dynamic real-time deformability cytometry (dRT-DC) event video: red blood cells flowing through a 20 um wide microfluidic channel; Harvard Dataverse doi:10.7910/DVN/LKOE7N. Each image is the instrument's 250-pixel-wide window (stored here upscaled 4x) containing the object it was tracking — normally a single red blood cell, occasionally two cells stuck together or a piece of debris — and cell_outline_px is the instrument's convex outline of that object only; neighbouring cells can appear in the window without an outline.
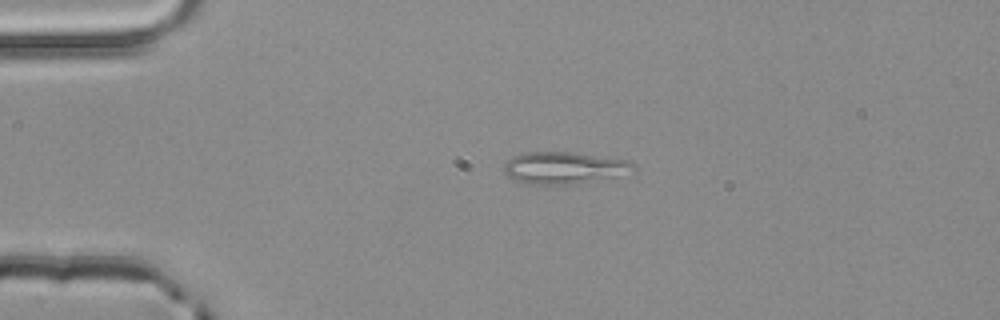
{"species": "common noctule bat (a hibernating species)", "species_latin": "Nyctalus noctula", "temperature_condition": "room temperature", "stored_images_in_passage": 4, "camera_frame_rate_fps": 3000, "um_per_image_px": 0.085, "animal": {"sex": "male", "body_mass_g": 20.4}, "frame": {"image": 1, "passage_image": 2, "time_ms": 0.333, "image_size_px": [1000, 320], "cell_outline_px": [[636, 168], [612, 176], [580, 184], [528, 184], [512, 180], [504, 172], [504, 164], [512, 156], [520, 152], [572, 152], [632, 160]], "centroid_in_image_um": [47.88, 14.25], "position_along_channel_um": 37.1, "area_um2": 24.16}}
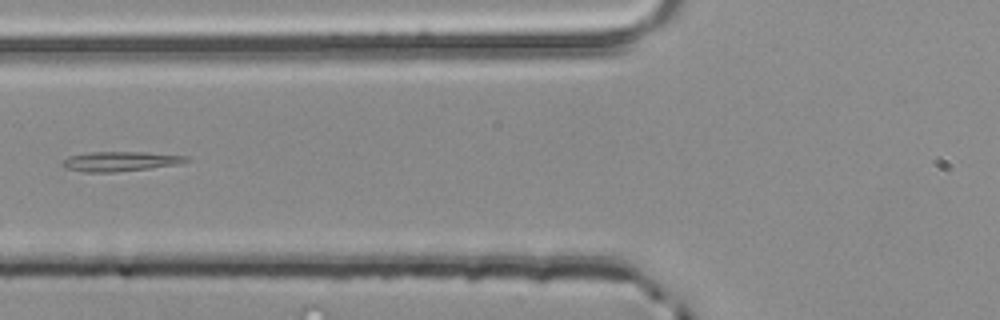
{"frame": {"image": 2, "passage_image": 4, "time_ms": 1.0, "image_size_px": [1000, 320], "cell_outline_px": [[192, 160], [180, 164], [148, 168], [112, 172], [84, 172], [68, 168], [64, 164], [64, 160], [68, 156], [88, 152], [148, 152], [188, 156]], "centroid_in_image_um": [10.31, 13.7], "position_along_channel_um": 115.5, "area_um2": 14.1}}